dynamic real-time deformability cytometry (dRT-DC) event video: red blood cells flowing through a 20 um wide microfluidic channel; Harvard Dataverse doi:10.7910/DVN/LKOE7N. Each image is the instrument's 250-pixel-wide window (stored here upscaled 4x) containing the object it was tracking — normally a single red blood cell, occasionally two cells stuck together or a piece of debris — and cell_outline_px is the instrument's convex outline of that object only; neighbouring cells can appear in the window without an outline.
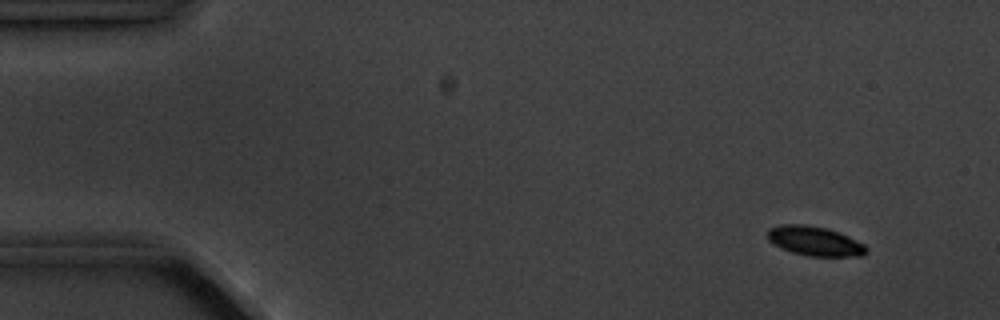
{"species": "common noctule bat (a hibernating species)", "species_latin": "Nyctalus noctula", "temperature_condition": "cold", "stored_images_in_passage": 6, "camera_frame_rate_fps": 3000, "um_per_image_px": 0.085, "animal": {"sex": "male", "body_mass_g": 20.1, "forearm_length_mm": 53.5}, "frame": {"image": 1, "passage_image": 6, "time_ms": 6.667, "image_size_px": [1000, 320], "cell_outline_px": [[868, 252], [864, 256], [808, 256], [792, 252], [780, 248], [768, 240], [768, 228], [780, 224], [804, 224], [828, 228], [840, 232], [864, 244], [868, 248]], "centroid_in_image_um": [69.27, 20.49], "position_along_channel_um": 15.7, "area_um2": 17.17}}